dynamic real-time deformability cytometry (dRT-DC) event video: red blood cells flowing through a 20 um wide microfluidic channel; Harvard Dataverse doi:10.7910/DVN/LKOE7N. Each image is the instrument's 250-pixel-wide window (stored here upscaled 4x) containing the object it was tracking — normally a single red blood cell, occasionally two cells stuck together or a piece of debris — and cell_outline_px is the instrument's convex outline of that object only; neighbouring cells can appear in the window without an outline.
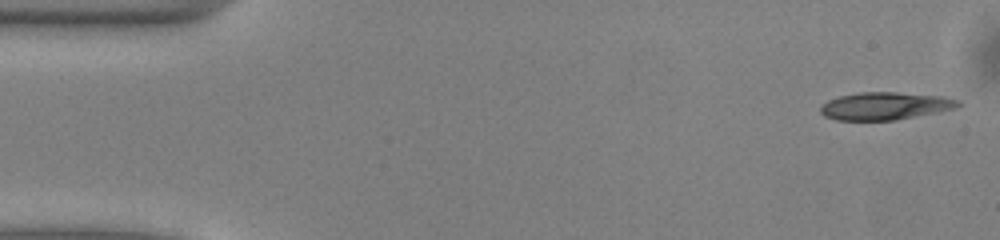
{"species": "common noctule bat (a hibernating species)", "species_latin": "Nyctalus noctula", "temperature_condition": "warm", "stored_images_in_passage": 49, "camera_frame_rate_fps": 3000, "um_per_image_px": 0.085, "animal": {"sex": "male", "body_mass_g": 13.0, "forearm_length_mm": 53.1}, "frame": {"image": 1, "passage_image": 1, "time_ms": 0.0, "image_size_px": [1000, 240], "cell_outline_px": [[964, 104], [956, 108], [940, 112], [896, 120], [836, 120], [824, 116], [820, 112], [820, 104], [828, 100], [840, 96], [860, 92], [896, 92], [944, 96], [956, 100]], "centroid_in_image_um": [75.24, 9.01], "position_along_channel_um": 9.8, "area_um2": 22.37}}
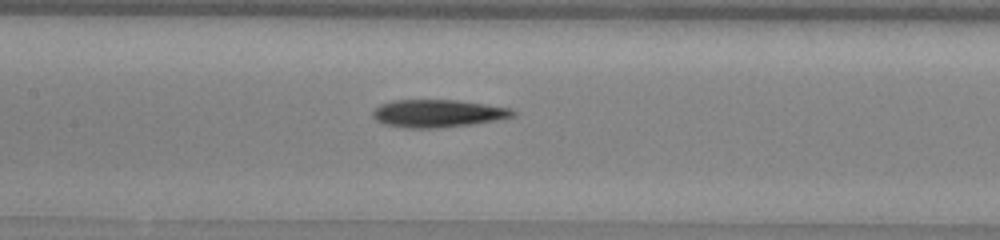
{"frame": {"image": 2, "passage_image": 22, "time_ms": 7.0, "image_size_px": [1000, 240], "cell_outline_px": [[516, 116], [496, 120], [440, 128], [408, 128], [384, 124], [376, 120], [372, 116], [372, 112], [380, 104], [392, 100], [456, 100], [484, 104], [508, 108], [516, 112]], "centroid_in_image_um": [37.18, 9.64], "position_along_channel_um": 170.2, "area_um2": 22.43}}
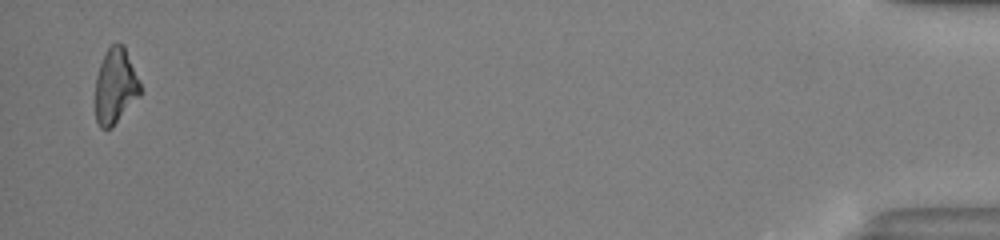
{"frame": {"image": 3, "passage_image": 48, "time_ms": 15.667, "image_size_px": [1000, 240], "cell_outline_px": [[144, 88], [140, 96], [112, 128], [100, 128], [96, 120], [96, 76], [100, 64], [108, 48], [112, 44], [124, 44]], "centroid_in_image_um": [9.86, 7.33], "position_along_channel_um": 425.3, "area_um2": 20.06}}